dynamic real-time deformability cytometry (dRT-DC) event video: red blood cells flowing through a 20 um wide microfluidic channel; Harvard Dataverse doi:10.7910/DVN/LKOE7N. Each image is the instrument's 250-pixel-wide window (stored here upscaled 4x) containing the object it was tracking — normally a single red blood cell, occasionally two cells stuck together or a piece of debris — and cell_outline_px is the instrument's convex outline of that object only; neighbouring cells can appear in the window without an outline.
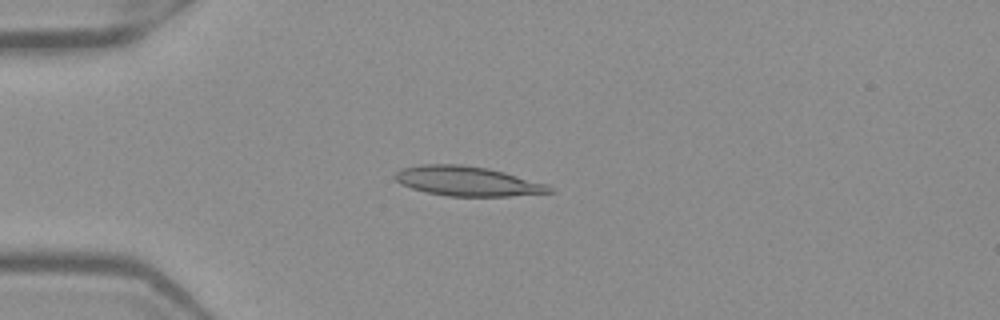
{"species": "Egyptian fruit bat (a non-hibernating species)", "species_latin": "Rousettus aegyptiacus", "temperature_condition": "warm", "stored_images_in_passage": 52, "camera_frame_rate_fps": 3000, "um_per_image_px": 0.085, "frame": {"image": 1, "passage_image": 14, "time_ms": 4.333, "image_size_px": [1000, 320], "cell_outline_px": [[556, 192], [512, 196], [448, 196], [424, 192], [400, 184], [392, 176], [400, 168], [420, 164], [464, 164], [488, 168], [504, 172], [548, 184]], "centroid_in_image_um": [39.71, 15.39], "position_along_channel_um": 45.3, "area_um2": 26.99}}
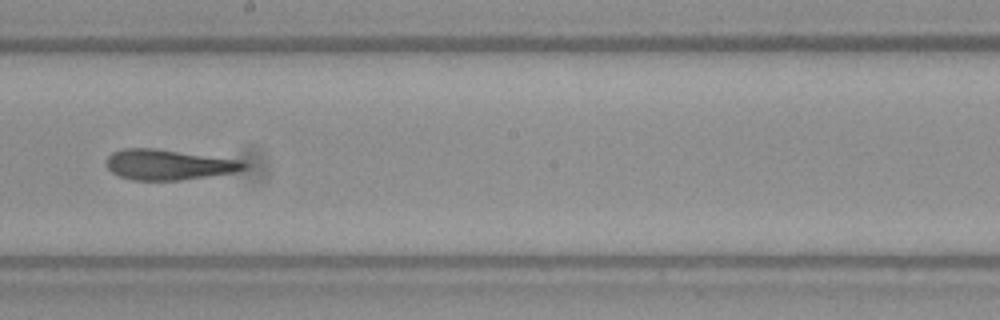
{"frame": {"image": 2, "passage_image": 30, "time_ms": 9.667, "image_size_px": [1000, 320], "cell_outline_px": [[248, 168], [236, 172], [180, 180], [132, 180], [120, 176], [112, 172], [108, 168], [108, 156], [112, 152], [124, 148], [156, 148], [244, 160], [248, 164]], "centroid_in_image_um": [14.39, 13.98], "position_along_channel_um": 233.8, "area_um2": 24.51}}
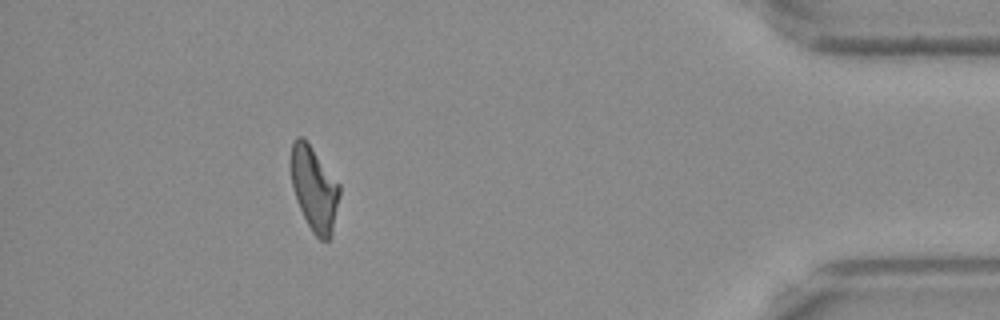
{"frame": {"image": 3, "passage_image": 47, "time_ms": 15.333, "image_size_px": [1000, 320], "cell_outline_px": [[340, 196], [332, 236], [328, 240], [320, 240], [312, 232], [296, 200], [292, 184], [288, 164], [292, 144], [296, 136], [304, 136], [340, 184]], "centroid_in_image_um": [26.69, 16.0], "position_along_channel_um": 408.5, "area_um2": 24.45}, "authors_computed_cell_mechanics": {"area_um2": 25.2586, "velocity_mm_per_s": 3.9562, "shape_relaxation_time_tau1_ms": 7.7406, "shape_relaxation_time_tau2_ms": 2.0823, "deformation_change_tau1": 0.2266, "deformation_change_tau2": 0.1135}}